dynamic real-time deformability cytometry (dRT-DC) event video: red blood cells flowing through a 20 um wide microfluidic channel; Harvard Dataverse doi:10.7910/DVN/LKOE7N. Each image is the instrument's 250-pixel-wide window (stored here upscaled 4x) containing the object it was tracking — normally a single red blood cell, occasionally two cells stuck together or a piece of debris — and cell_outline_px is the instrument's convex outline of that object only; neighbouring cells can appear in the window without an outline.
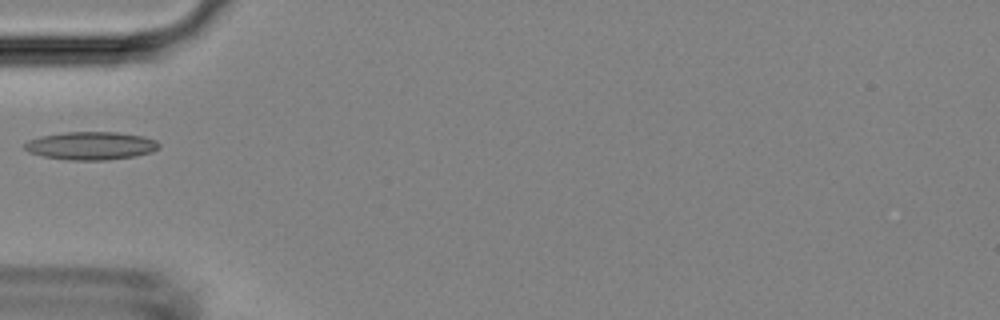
{"species": "Egyptian fruit bat (a non-hibernating species)", "species_latin": "Rousettus aegyptiacus", "temperature_condition": "room temperature", "stored_images_in_passage": 5, "camera_frame_rate_fps": 3000, "um_per_image_px": 0.085, "animal": {"sex": "female"}, "frame": {"image": 1, "passage_image": 5, "time_ms": 5.0, "image_size_px": [1000, 320], "cell_outline_px": [[160, 148], [152, 152], [136, 156], [108, 160], [68, 160], [44, 156], [28, 152], [24, 148], [24, 144], [28, 140], [40, 136], [64, 132], [116, 132], [144, 136], [156, 140], [160, 144]], "centroid_in_image_um": [7.75, 12.39], "position_along_channel_um": 77.2, "area_um2": 22.14}}